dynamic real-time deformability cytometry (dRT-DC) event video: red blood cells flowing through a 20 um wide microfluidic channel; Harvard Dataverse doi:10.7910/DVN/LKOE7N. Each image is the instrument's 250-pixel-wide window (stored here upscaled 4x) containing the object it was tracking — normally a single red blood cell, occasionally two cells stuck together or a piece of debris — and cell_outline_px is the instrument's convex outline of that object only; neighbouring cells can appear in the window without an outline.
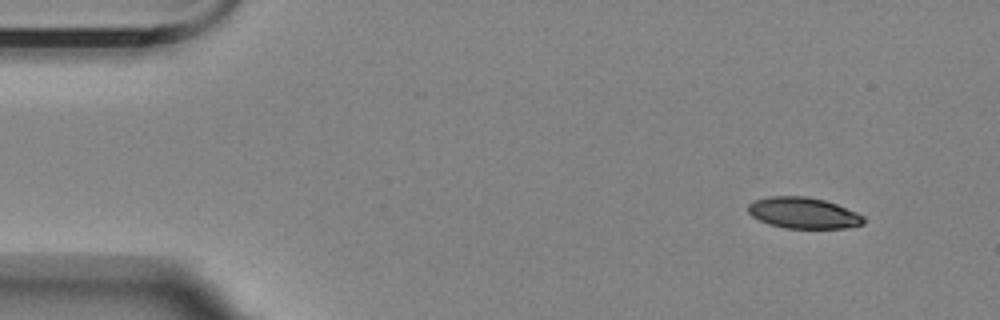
{"species": "Egyptian fruit bat (a non-hibernating species)", "species_latin": "Rousettus aegyptiacus", "temperature_condition": "room temperature", "stored_images_in_passage": 3, "camera_frame_rate_fps": 3000, "um_per_image_px": 0.085, "animal": {"sex": "female"}, "frame": {"image": 1, "passage_image": 1, "time_ms": 0.0, "image_size_px": [1000, 320], "cell_outline_px": [[864, 224], [844, 228], [784, 228], [768, 224], [752, 216], [748, 212], [748, 204], [752, 200], [768, 196], [808, 196], [824, 200], [836, 204], [856, 212], [864, 216]], "centroid_in_image_um": [68.25, 18.09], "position_along_channel_um": 16.7, "area_um2": 21.04}}
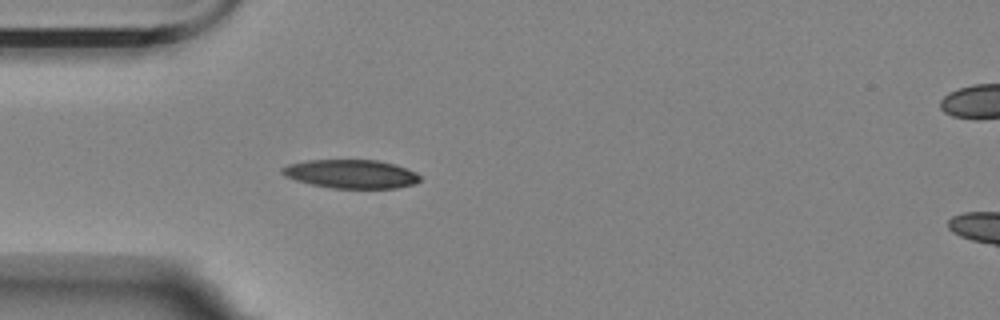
{"frame": {"image": 2, "passage_image": 3, "time_ms": 3.667, "image_size_px": [1000, 320], "cell_outline_px": [[420, 180], [416, 184], [396, 188], [332, 188], [312, 184], [296, 180], [284, 176], [280, 172], [280, 168], [288, 164], [308, 160], [376, 160], [392, 164], [416, 172], [420, 176]], "centroid_in_image_um": [29.82, 14.79], "position_along_channel_um": 55.2, "area_um2": 22.95}}